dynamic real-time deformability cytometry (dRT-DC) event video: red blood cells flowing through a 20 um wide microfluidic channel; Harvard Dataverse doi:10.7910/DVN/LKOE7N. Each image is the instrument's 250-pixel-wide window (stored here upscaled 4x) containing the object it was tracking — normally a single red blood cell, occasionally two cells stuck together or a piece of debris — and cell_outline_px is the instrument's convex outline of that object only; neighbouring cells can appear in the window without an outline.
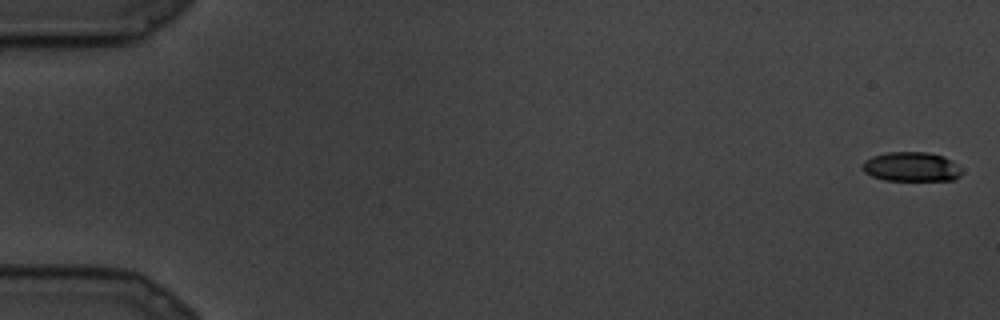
{"species": "common noctule bat (a hibernating species)", "species_latin": "Nyctalus noctula", "temperature_condition": "cold", "stored_images_in_passage": 18, "camera_frame_rate_fps": 3000, "um_per_image_px": 0.085, "animal": {"sex": "male", "body_mass_g": 19.5, "forearm_length_mm": 54.6}, "frame": {"image": 1, "passage_image": 1, "time_ms": 0.0, "image_size_px": [1000, 320], "cell_outline_px": [[964, 172], [956, 180], [884, 180], [872, 176], [864, 172], [864, 160], [872, 156], [888, 152], [928, 152], [944, 156], [952, 160]], "centroid_in_image_um": [77.51, 14.17], "position_along_channel_um": 7.5, "area_um2": 17.11}}
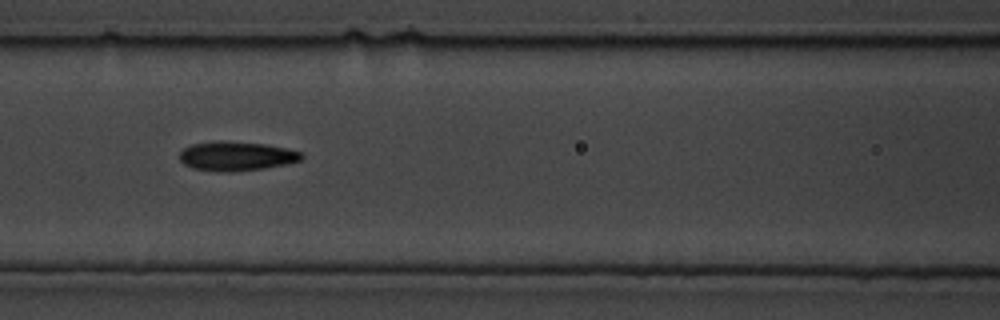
{"frame": {"image": 2, "passage_image": 12, "time_ms": 3.667, "image_size_px": [1000, 320], "cell_outline_px": [[304, 156], [300, 160], [288, 164], [264, 168], [232, 172], [216, 172], [192, 168], [184, 164], [180, 160], [180, 152], [184, 148], [192, 144], [216, 140], [224, 140], [264, 144], [304, 152]], "centroid_in_image_um": [20.09, 13.27], "position_along_channel_um": 146.5, "area_um2": 21.04}}
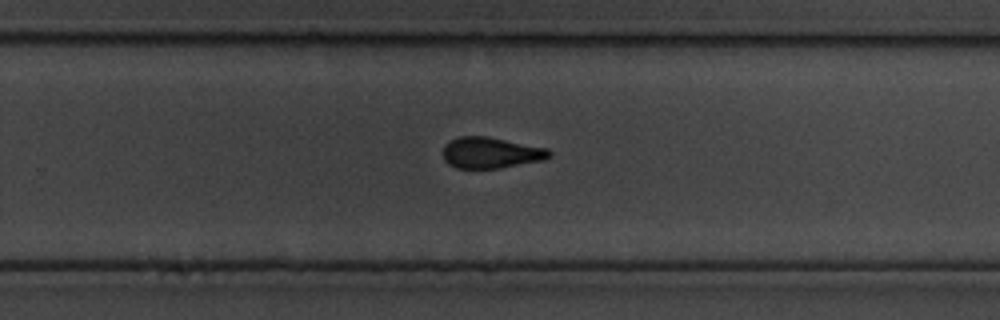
{"frame": {"image": 3, "passage_image": 18, "time_ms": 5.667, "image_size_px": [1000, 320], "cell_outline_px": [[552, 156], [544, 160], [500, 168], [456, 168], [448, 164], [444, 160], [444, 144], [448, 140], [460, 136], [488, 136], [548, 148], [552, 152]], "centroid_in_image_um": [41.73, 12.97], "position_along_channel_um": 288.1, "area_um2": 19.48}}